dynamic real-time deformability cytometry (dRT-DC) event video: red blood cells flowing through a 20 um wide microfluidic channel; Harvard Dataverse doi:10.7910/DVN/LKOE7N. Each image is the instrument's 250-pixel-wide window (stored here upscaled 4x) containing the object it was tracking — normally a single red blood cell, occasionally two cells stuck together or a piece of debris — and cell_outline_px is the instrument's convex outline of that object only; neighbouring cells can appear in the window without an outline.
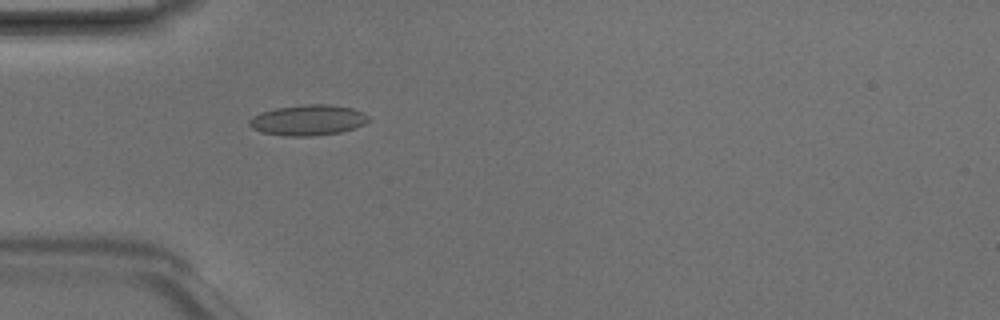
{"species": "Egyptian fruit bat (a non-hibernating species)", "species_latin": "Rousettus aegyptiacus", "temperature_condition": "room temperature", "stored_images_in_passage": 5, "camera_frame_rate_fps": 3000, "um_per_image_px": 0.085, "animal": {"sex": "male"}, "frame": {"image": 1, "passage_image": 5, "time_ms": 1.333, "image_size_px": [1000, 320], "cell_outline_px": [[368, 120], [364, 124], [356, 128], [340, 132], [316, 136], [288, 136], [260, 132], [252, 128], [248, 124], [248, 120], [252, 116], [260, 112], [276, 108], [304, 104], [328, 104], [352, 108], [364, 112], [368, 116]], "centroid_in_image_um": [26.16, 10.21], "position_along_channel_um": 58.8, "area_um2": 21.44}}